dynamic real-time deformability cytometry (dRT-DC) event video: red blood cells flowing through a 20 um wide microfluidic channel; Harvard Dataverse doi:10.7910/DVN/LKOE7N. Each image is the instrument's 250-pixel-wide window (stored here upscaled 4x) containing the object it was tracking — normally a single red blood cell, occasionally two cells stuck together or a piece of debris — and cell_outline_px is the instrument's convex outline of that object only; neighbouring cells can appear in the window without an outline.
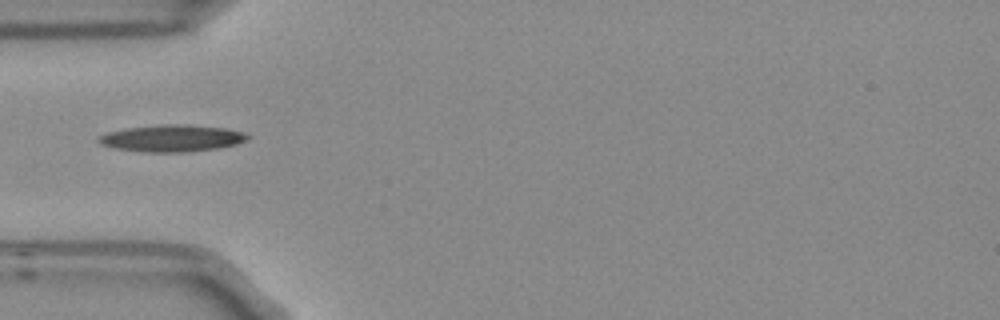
{"species": "Egyptian fruit bat (a non-hibernating species)", "species_latin": "Rousettus aegyptiacus", "temperature_condition": "room temperature", "stored_images_in_passage": 8, "camera_frame_rate_fps": 3000, "um_per_image_px": 0.085, "frame": {"image": 1, "passage_image": 4, "time_ms": 1.0, "image_size_px": [1000, 320], "cell_outline_px": [[252, 136], [248, 140], [236, 144], [220, 148], [184, 152], [144, 152], [116, 148], [100, 144], [96, 140], [100, 136], [108, 132], [128, 128], [164, 124], [188, 124], [224, 128], [244, 132]], "centroid_in_image_um": [14.66, 11.75], "position_along_channel_um": 70.3, "area_um2": 23.35}}
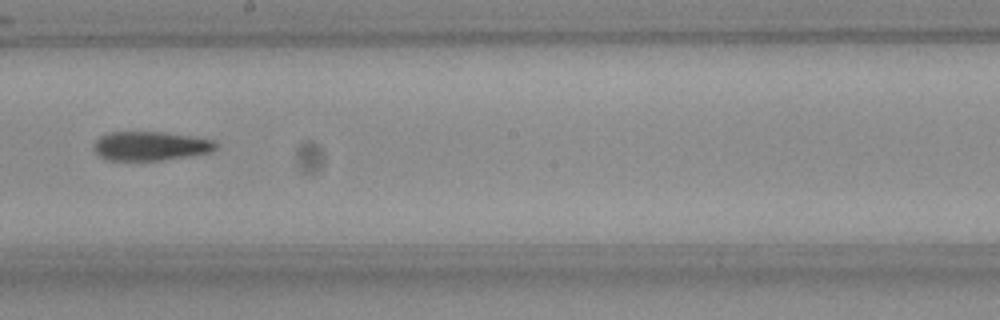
{"frame": {"image": 2, "passage_image": 8, "time_ms": 2.333, "image_size_px": [1000, 320], "cell_outline_px": [[216, 148], [212, 152], [188, 156], [160, 160], [108, 160], [100, 156], [92, 148], [92, 144], [100, 136], [108, 132], [160, 132], [188, 136], [212, 140], [216, 144]], "centroid_in_image_um": [12.73, 12.41], "position_along_channel_um": 235.5, "area_um2": 20.46}}